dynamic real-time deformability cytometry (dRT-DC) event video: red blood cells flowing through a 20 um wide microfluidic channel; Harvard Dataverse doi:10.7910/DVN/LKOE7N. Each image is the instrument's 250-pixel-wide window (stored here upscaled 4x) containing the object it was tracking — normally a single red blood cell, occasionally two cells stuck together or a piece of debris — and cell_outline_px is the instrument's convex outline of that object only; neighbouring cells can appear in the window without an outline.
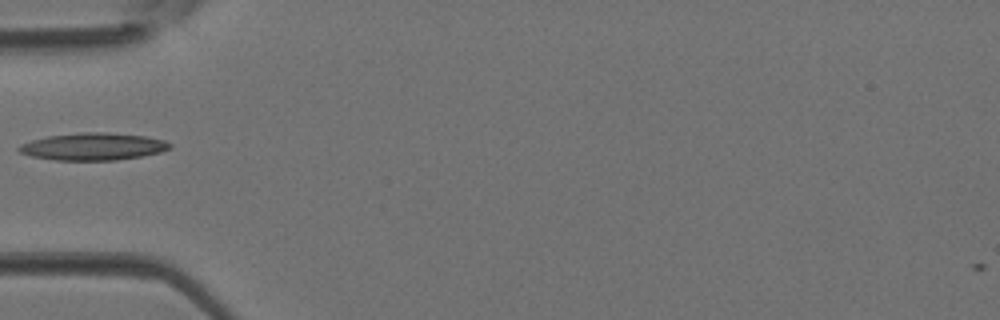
{"species": "Egyptian fruit bat (a non-hibernating species)", "species_latin": "Rousettus aegyptiacus", "temperature_condition": "room temperature", "stored_images_in_passage": 4, "camera_frame_rate_fps": 3000, "um_per_image_px": 0.085, "animal": {"sex": "female"}, "frame": {"image": 1, "passage_image": 4, "time_ms": 1.0, "image_size_px": [1000, 320], "cell_outline_px": [[172, 148], [160, 152], [140, 156], [116, 160], [56, 160], [32, 156], [20, 152], [16, 148], [20, 144], [32, 140], [48, 136], [80, 132], [104, 132], [144, 136], [164, 140], [172, 144]], "centroid_in_image_um": [7.91, 12.45], "position_along_channel_um": 77.1, "area_um2": 23.87}}